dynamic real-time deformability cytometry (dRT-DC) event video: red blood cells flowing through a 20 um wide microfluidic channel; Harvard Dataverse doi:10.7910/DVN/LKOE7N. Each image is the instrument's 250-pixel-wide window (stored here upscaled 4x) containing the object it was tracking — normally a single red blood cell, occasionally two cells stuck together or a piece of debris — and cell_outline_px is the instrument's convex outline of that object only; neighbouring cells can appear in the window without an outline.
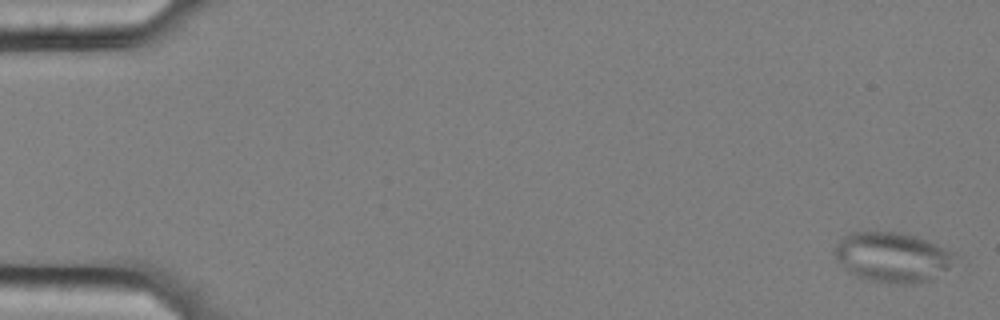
{"species": "common noctule bat (a hibernating species)", "species_latin": "Nyctalus noctula", "temperature_condition": "cold", "stored_images_in_passage": 36, "camera_frame_rate_fps": 3000, "um_per_image_px": 0.085, "animal": {"sex": "female", "body_mass_g": 25.1}, "frame": {"image": 1, "passage_image": 1, "time_ms": 0.0, "image_size_px": [1000, 320], "cell_outline_px": [[960, 256], [948, 268], [932, 280], [920, 284], [900, 284], [872, 280], [856, 276], [848, 272], [844, 268], [832, 252], [836, 244], [848, 232], [900, 232], [916, 236], [936, 244]], "centroid_in_image_um": [75.87, 21.86], "position_along_channel_um": 9.1, "area_um2": 35.2}}
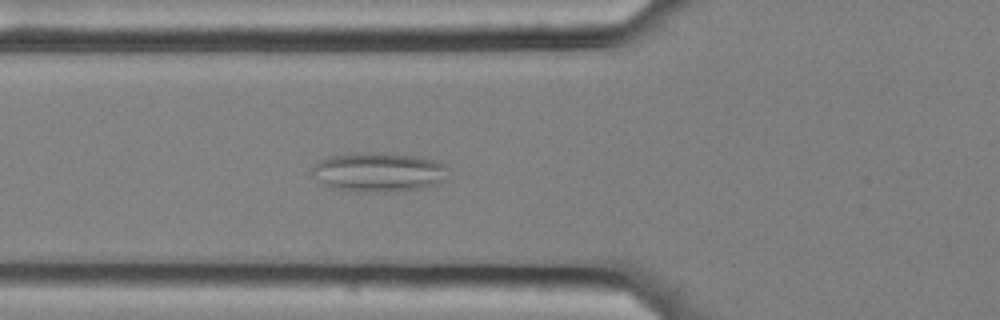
{"frame": {"image": 2, "passage_image": 21, "time_ms": 6.667, "image_size_px": [1000, 320], "cell_outline_px": [[448, 168], [440, 184], [420, 188], [384, 192], [360, 192], [332, 188], [308, 176], [312, 168], [320, 160], [328, 156], [356, 152], [368, 152], [424, 156], [436, 160], [444, 164]], "centroid_in_image_um": [32.13, 14.62], "position_along_channel_um": 93.7, "area_um2": 31.67}}